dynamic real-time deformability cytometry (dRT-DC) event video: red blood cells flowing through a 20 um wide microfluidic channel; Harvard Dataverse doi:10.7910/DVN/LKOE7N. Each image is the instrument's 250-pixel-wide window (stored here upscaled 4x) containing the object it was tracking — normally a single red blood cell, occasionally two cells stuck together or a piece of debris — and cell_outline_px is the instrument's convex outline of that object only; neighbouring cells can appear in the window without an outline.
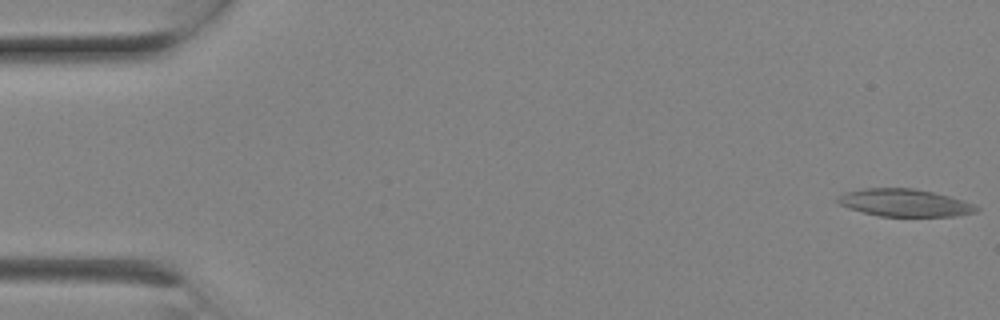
{"species": "Egyptian fruit bat (a non-hibernating species)", "species_latin": "Rousettus aegyptiacus", "temperature_condition": "room temperature", "stored_images_in_passage": 8, "camera_frame_rate_fps": 3000, "um_per_image_px": 0.085, "animal": {"sex": "female"}, "frame": {"image": 1, "passage_image": 1, "time_ms": 0.0, "image_size_px": [1000, 320], "cell_outline_px": [[980, 208], [976, 212], [956, 216], [880, 216], [848, 208], [840, 204], [836, 200], [844, 192], [864, 188], [912, 188], [932, 192], [964, 200], [976, 204]], "centroid_in_image_um": [76.92, 17.23], "position_along_channel_um": 8.1, "area_um2": 22.14}}
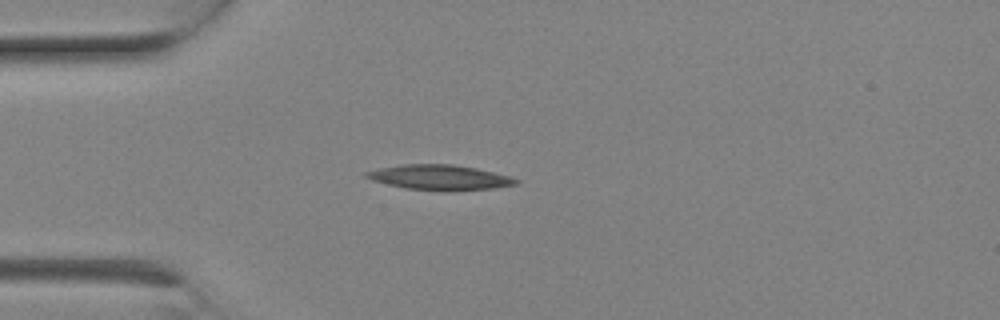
{"frame": {"image": 2, "passage_image": 6, "time_ms": 1.667, "image_size_px": [1000, 320], "cell_outline_px": [[520, 180], [516, 184], [492, 188], [404, 188], [372, 180], [364, 176], [364, 172], [380, 168], [400, 164], [452, 164], [476, 168], [508, 176]], "centroid_in_image_um": [37.29, 15.02], "position_along_channel_um": 47.7, "area_um2": 20.63}}
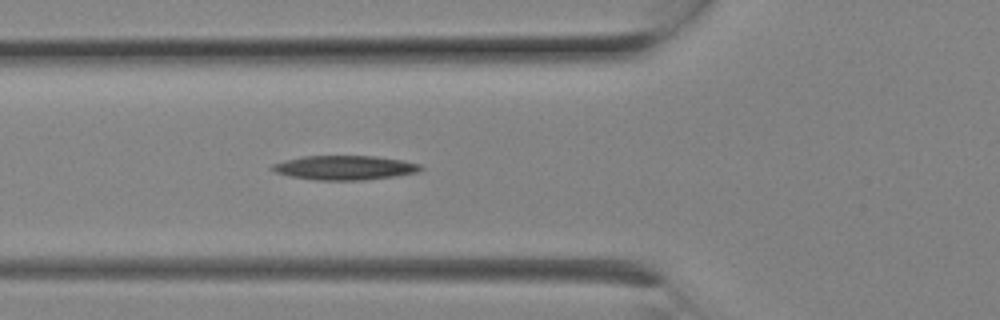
{"frame": {"image": 3, "passage_image": 8, "time_ms": 2.333, "image_size_px": [1000, 320], "cell_outline_px": [[424, 168], [416, 172], [396, 176], [364, 180], [316, 180], [288, 176], [276, 172], [268, 168], [272, 164], [284, 160], [304, 156], [376, 156], [404, 160], [420, 164]], "centroid_in_image_um": [29.28, 14.25], "position_along_channel_um": 96.5, "area_um2": 21.15}}